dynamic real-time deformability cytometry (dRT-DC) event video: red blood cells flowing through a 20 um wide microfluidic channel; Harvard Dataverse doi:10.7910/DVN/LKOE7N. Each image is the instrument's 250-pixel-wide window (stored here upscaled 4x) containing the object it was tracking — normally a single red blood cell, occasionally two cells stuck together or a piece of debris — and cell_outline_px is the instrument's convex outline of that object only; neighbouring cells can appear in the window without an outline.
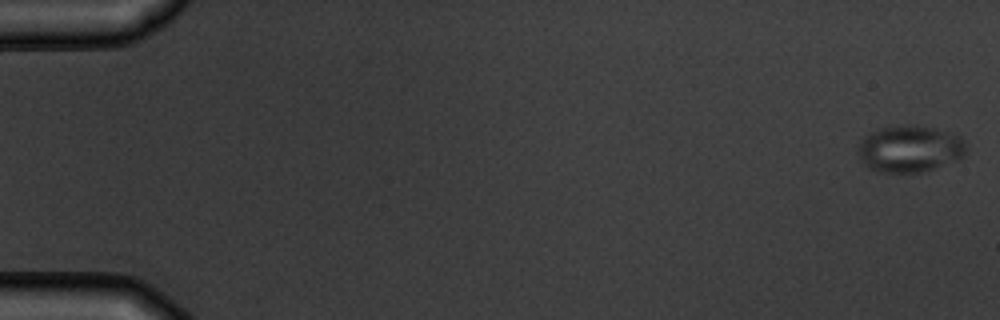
{"species": "common noctule bat (a hibernating species)", "species_latin": "Nyctalus noctula", "temperature_condition": "warm", "stored_images_in_passage": 5, "camera_frame_rate_fps": 3000, "um_per_image_px": 0.085, "animal": {"sex": "male", "body_mass_g": 19.5, "forearm_length_mm": 54.6}, "frame": {"image": 1, "passage_image": 1, "time_ms": 0.0, "image_size_px": [1000, 320], "cell_outline_px": [[968, 152], [964, 156], [932, 168], [920, 172], [880, 172], [868, 168], [860, 156], [856, 148], [860, 140], [864, 136], [880, 128], [900, 124], [912, 124], [932, 128], [948, 132], [960, 136], [968, 148]], "centroid_in_image_um": [77.31, 12.62], "position_along_channel_um": 7.7, "area_um2": 29.42}}